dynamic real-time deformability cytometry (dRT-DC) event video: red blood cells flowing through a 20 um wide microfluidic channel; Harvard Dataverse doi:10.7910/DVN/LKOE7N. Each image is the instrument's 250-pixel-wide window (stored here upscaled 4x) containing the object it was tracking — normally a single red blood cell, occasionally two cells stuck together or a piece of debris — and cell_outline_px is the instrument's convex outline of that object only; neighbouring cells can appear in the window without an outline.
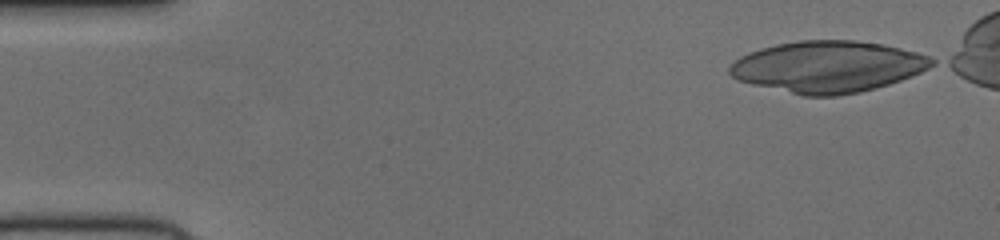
{"species": "human", "species_latin": "Homo sapiens", "temperature_condition": "cold", "stored_images_in_passage": 10, "camera_frame_rate_fps": 3000, "um_per_image_px": 0.085, "donor": {"sex": "female"}, "frame": {"image": 1, "passage_image": 1, "time_ms": 0.0, "image_size_px": [1000, 240], "cell_outline_px": [[936, 64], [920, 72], [900, 80], [888, 84], [860, 92], [836, 96], [804, 96], [740, 80], [732, 76], [728, 72], [728, 68], [740, 56], [748, 52], [760, 48], [776, 44], [796, 40], [856, 40], [880, 44], [900, 48], [916, 52], [928, 56], [936, 60]], "centroid_in_image_um": [70.37, 5.66], "position_along_channel_um": 14.6, "area_um2": 60.29}}